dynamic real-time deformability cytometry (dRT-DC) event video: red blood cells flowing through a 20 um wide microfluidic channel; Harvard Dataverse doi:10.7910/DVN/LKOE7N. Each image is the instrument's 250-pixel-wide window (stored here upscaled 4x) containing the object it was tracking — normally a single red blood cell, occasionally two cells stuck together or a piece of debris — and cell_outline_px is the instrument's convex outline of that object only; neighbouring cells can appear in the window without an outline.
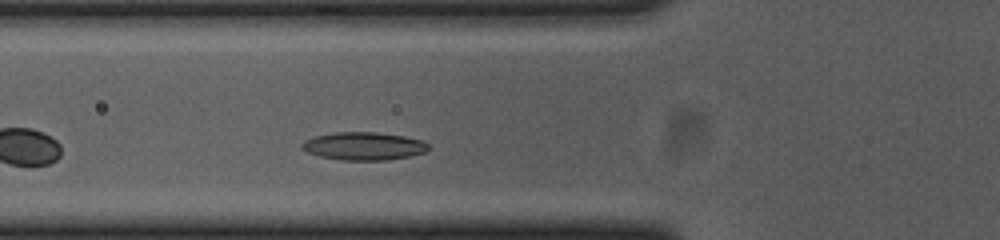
{"species": "common noctule bat (a hibernating species)", "species_latin": "Nyctalus noctula", "temperature_condition": "cold", "stored_images_in_passage": 42, "camera_frame_rate_fps": 3000, "um_per_image_px": 0.085, "animal": {"sex": "female", "body_mass_g": 23.0, "forearm_length_mm": 53.4}, "frame": {"image": 1, "passage_image": 8, "time_ms": 2.333, "image_size_px": [1000, 240], "cell_outline_px": [[428, 148], [424, 152], [412, 156], [388, 160], [340, 160], [320, 156], [308, 152], [300, 148], [300, 144], [304, 140], [312, 136], [336, 132], [372, 132], [404, 136], [424, 140], [428, 144]], "centroid_in_image_um": [30.89, 12.42], "position_along_channel_um": 94.9, "area_um2": 20.75}}
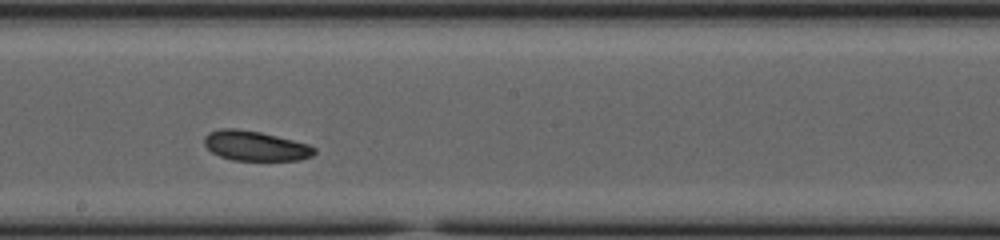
{"frame": {"image": 2, "passage_image": 19, "time_ms": 6.0, "image_size_px": [1000, 240], "cell_outline_px": [[316, 152], [312, 156], [300, 160], [232, 160], [220, 156], [212, 152], [204, 144], [204, 136], [208, 132], [220, 128], [236, 128], [260, 132], [308, 144], [316, 148]], "centroid_in_image_um": [21.69, 12.39], "position_along_channel_um": 226.5, "area_um2": 19.13}}
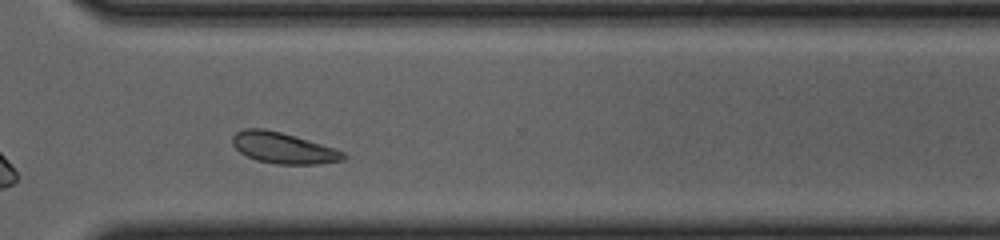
{"frame": {"image": 3, "passage_image": 29, "time_ms": 9.333, "image_size_px": [1000, 240], "cell_outline_px": [[348, 156], [344, 160], [316, 164], [276, 164], [256, 160], [240, 152], [232, 144], [232, 136], [236, 132], [244, 128], [264, 128], [280, 132], [308, 140], [344, 152]], "centroid_in_image_um": [24.05, 12.58], "position_along_channel_um": 346.6, "area_um2": 19.88}, "authors_computed_cell_mechanics": {"area_um2": 19.1318, "velocity_mm_per_s": 3.5869, "shape_relaxation_time_tau1_ms": 5.8494, "shape_relaxation_time_tau2_ms": 4.9718, "deformation_change_tau1": 0.0979, "deformation_change_tau2": 0.1061}}